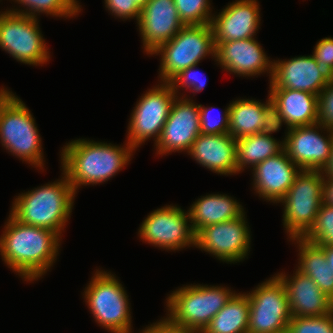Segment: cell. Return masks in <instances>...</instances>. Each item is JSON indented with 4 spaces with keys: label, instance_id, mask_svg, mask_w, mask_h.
I'll return each mask as SVG.
<instances>
[{
    "label": "cell",
    "instance_id": "obj_1",
    "mask_svg": "<svg viewBox=\"0 0 333 333\" xmlns=\"http://www.w3.org/2000/svg\"><path fill=\"white\" fill-rule=\"evenodd\" d=\"M0 237V255L6 265L33 281L44 275L55 262L61 237L54 231L26 225L11 214Z\"/></svg>",
    "mask_w": 333,
    "mask_h": 333
},
{
    "label": "cell",
    "instance_id": "obj_2",
    "mask_svg": "<svg viewBox=\"0 0 333 333\" xmlns=\"http://www.w3.org/2000/svg\"><path fill=\"white\" fill-rule=\"evenodd\" d=\"M111 143L76 139L67 143L61 152L63 173L74 189L108 181L129 163L135 150L128 143Z\"/></svg>",
    "mask_w": 333,
    "mask_h": 333
},
{
    "label": "cell",
    "instance_id": "obj_3",
    "mask_svg": "<svg viewBox=\"0 0 333 333\" xmlns=\"http://www.w3.org/2000/svg\"><path fill=\"white\" fill-rule=\"evenodd\" d=\"M62 174L60 180L20 194L14 200L10 214L23 224L45 228L61 236L76 194L66 175Z\"/></svg>",
    "mask_w": 333,
    "mask_h": 333
},
{
    "label": "cell",
    "instance_id": "obj_4",
    "mask_svg": "<svg viewBox=\"0 0 333 333\" xmlns=\"http://www.w3.org/2000/svg\"><path fill=\"white\" fill-rule=\"evenodd\" d=\"M0 140L13 156L43 168L44 154L35 119L23 101L5 88L0 89Z\"/></svg>",
    "mask_w": 333,
    "mask_h": 333
},
{
    "label": "cell",
    "instance_id": "obj_5",
    "mask_svg": "<svg viewBox=\"0 0 333 333\" xmlns=\"http://www.w3.org/2000/svg\"><path fill=\"white\" fill-rule=\"evenodd\" d=\"M234 294L223 286H183L166 299V317L191 333H202Z\"/></svg>",
    "mask_w": 333,
    "mask_h": 333
},
{
    "label": "cell",
    "instance_id": "obj_6",
    "mask_svg": "<svg viewBox=\"0 0 333 333\" xmlns=\"http://www.w3.org/2000/svg\"><path fill=\"white\" fill-rule=\"evenodd\" d=\"M83 295L99 326L111 333H131L128 295L115 275L97 270Z\"/></svg>",
    "mask_w": 333,
    "mask_h": 333
},
{
    "label": "cell",
    "instance_id": "obj_7",
    "mask_svg": "<svg viewBox=\"0 0 333 333\" xmlns=\"http://www.w3.org/2000/svg\"><path fill=\"white\" fill-rule=\"evenodd\" d=\"M154 54L161 55L160 83H168L180 71L197 65L207 55L215 57L211 24L184 26L174 38L151 53Z\"/></svg>",
    "mask_w": 333,
    "mask_h": 333
},
{
    "label": "cell",
    "instance_id": "obj_8",
    "mask_svg": "<svg viewBox=\"0 0 333 333\" xmlns=\"http://www.w3.org/2000/svg\"><path fill=\"white\" fill-rule=\"evenodd\" d=\"M324 176L319 170H301L286 196L280 201L284 205L283 225L288 236L303 237L315 222L323 202Z\"/></svg>",
    "mask_w": 333,
    "mask_h": 333
},
{
    "label": "cell",
    "instance_id": "obj_9",
    "mask_svg": "<svg viewBox=\"0 0 333 333\" xmlns=\"http://www.w3.org/2000/svg\"><path fill=\"white\" fill-rule=\"evenodd\" d=\"M37 18L7 10L0 12V47L17 61L34 66L50 58Z\"/></svg>",
    "mask_w": 333,
    "mask_h": 333
},
{
    "label": "cell",
    "instance_id": "obj_10",
    "mask_svg": "<svg viewBox=\"0 0 333 333\" xmlns=\"http://www.w3.org/2000/svg\"><path fill=\"white\" fill-rule=\"evenodd\" d=\"M246 294L250 306L247 333H287L292 316L285 286L277 276Z\"/></svg>",
    "mask_w": 333,
    "mask_h": 333
},
{
    "label": "cell",
    "instance_id": "obj_11",
    "mask_svg": "<svg viewBox=\"0 0 333 333\" xmlns=\"http://www.w3.org/2000/svg\"><path fill=\"white\" fill-rule=\"evenodd\" d=\"M176 97L177 94L167 82L143 94L131 114L127 143L136 149L149 138L155 137L156 144Z\"/></svg>",
    "mask_w": 333,
    "mask_h": 333
},
{
    "label": "cell",
    "instance_id": "obj_12",
    "mask_svg": "<svg viewBox=\"0 0 333 333\" xmlns=\"http://www.w3.org/2000/svg\"><path fill=\"white\" fill-rule=\"evenodd\" d=\"M190 213L178 206L166 205L151 212L139 228L140 238L166 250L195 246V233L191 227Z\"/></svg>",
    "mask_w": 333,
    "mask_h": 333
},
{
    "label": "cell",
    "instance_id": "obj_13",
    "mask_svg": "<svg viewBox=\"0 0 333 333\" xmlns=\"http://www.w3.org/2000/svg\"><path fill=\"white\" fill-rule=\"evenodd\" d=\"M246 223L244 212L236 219L208 225L195 235V247L223 262H240L250 249L251 236Z\"/></svg>",
    "mask_w": 333,
    "mask_h": 333
},
{
    "label": "cell",
    "instance_id": "obj_14",
    "mask_svg": "<svg viewBox=\"0 0 333 333\" xmlns=\"http://www.w3.org/2000/svg\"><path fill=\"white\" fill-rule=\"evenodd\" d=\"M317 129L327 131V136ZM285 134L284 150L291 161L301 170H323L330 158L333 130L318 122L289 128Z\"/></svg>",
    "mask_w": 333,
    "mask_h": 333
},
{
    "label": "cell",
    "instance_id": "obj_15",
    "mask_svg": "<svg viewBox=\"0 0 333 333\" xmlns=\"http://www.w3.org/2000/svg\"><path fill=\"white\" fill-rule=\"evenodd\" d=\"M178 97L172 104L161 136L155 144L157 154L161 156L169 152H189L201 133L199 105L185 96Z\"/></svg>",
    "mask_w": 333,
    "mask_h": 333
},
{
    "label": "cell",
    "instance_id": "obj_16",
    "mask_svg": "<svg viewBox=\"0 0 333 333\" xmlns=\"http://www.w3.org/2000/svg\"><path fill=\"white\" fill-rule=\"evenodd\" d=\"M138 25L144 51L150 55L185 26L174 0H149L141 9Z\"/></svg>",
    "mask_w": 333,
    "mask_h": 333
},
{
    "label": "cell",
    "instance_id": "obj_17",
    "mask_svg": "<svg viewBox=\"0 0 333 333\" xmlns=\"http://www.w3.org/2000/svg\"><path fill=\"white\" fill-rule=\"evenodd\" d=\"M259 9L257 0H236L217 16L213 14L211 27L214 46L227 41L253 38L260 25Z\"/></svg>",
    "mask_w": 333,
    "mask_h": 333
},
{
    "label": "cell",
    "instance_id": "obj_18",
    "mask_svg": "<svg viewBox=\"0 0 333 333\" xmlns=\"http://www.w3.org/2000/svg\"><path fill=\"white\" fill-rule=\"evenodd\" d=\"M214 58L230 74L250 77L267 71L269 76L272 75L273 61L269 60L255 37L218 44Z\"/></svg>",
    "mask_w": 333,
    "mask_h": 333
},
{
    "label": "cell",
    "instance_id": "obj_19",
    "mask_svg": "<svg viewBox=\"0 0 333 333\" xmlns=\"http://www.w3.org/2000/svg\"><path fill=\"white\" fill-rule=\"evenodd\" d=\"M253 187L260 198L280 203L301 169L289 159L285 150L267 158L253 169Z\"/></svg>",
    "mask_w": 333,
    "mask_h": 333
},
{
    "label": "cell",
    "instance_id": "obj_20",
    "mask_svg": "<svg viewBox=\"0 0 333 333\" xmlns=\"http://www.w3.org/2000/svg\"><path fill=\"white\" fill-rule=\"evenodd\" d=\"M295 274V275H294ZM292 277L276 276L285 286L292 317H315L333 313V300L308 276L295 271Z\"/></svg>",
    "mask_w": 333,
    "mask_h": 333
},
{
    "label": "cell",
    "instance_id": "obj_21",
    "mask_svg": "<svg viewBox=\"0 0 333 333\" xmlns=\"http://www.w3.org/2000/svg\"><path fill=\"white\" fill-rule=\"evenodd\" d=\"M328 84L312 55L273 62L270 88L301 90L319 95Z\"/></svg>",
    "mask_w": 333,
    "mask_h": 333
},
{
    "label": "cell",
    "instance_id": "obj_22",
    "mask_svg": "<svg viewBox=\"0 0 333 333\" xmlns=\"http://www.w3.org/2000/svg\"><path fill=\"white\" fill-rule=\"evenodd\" d=\"M188 154L214 173L220 175L237 173V140L230 134L200 133Z\"/></svg>",
    "mask_w": 333,
    "mask_h": 333
},
{
    "label": "cell",
    "instance_id": "obj_23",
    "mask_svg": "<svg viewBox=\"0 0 333 333\" xmlns=\"http://www.w3.org/2000/svg\"><path fill=\"white\" fill-rule=\"evenodd\" d=\"M269 90L271 101L278 107L287 129L318 123V95L287 88Z\"/></svg>",
    "mask_w": 333,
    "mask_h": 333
},
{
    "label": "cell",
    "instance_id": "obj_24",
    "mask_svg": "<svg viewBox=\"0 0 333 333\" xmlns=\"http://www.w3.org/2000/svg\"><path fill=\"white\" fill-rule=\"evenodd\" d=\"M188 211L195 235L208 225L236 219L245 212L236 199L234 200L226 194L202 196L192 204Z\"/></svg>",
    "mask_w": 333,
    "mask_h": 333
},
{
    "label": "cell",
    "instance_id": "obj_25",
    "mask_svg": "<svg viewBox=\"0 0 333 333\" xmlns=\"http://www.w3.org/2000/svg\"><path fill=\"white\" fill-rule=\"evenodd\" d=\"M298 244L300 273L310 277L317 286L333 300V272L325 258L323 249L303 237L291 238Z\"/></svg>",
    "mask_w": 333,
    "mask_h": 333
},
{
    "label": "cell",
    "instance_id": "obj_26",
    "mask_svg": "<svg viewBox=\"0 0 333 333\" xmlns=\"http://www.w3.org/2000/svg\"><path fill=\"white\" fill-rule=\"evenodd\" d=\"M264 103L254 99H238L229 106V134L236 140L260 133L263 126L264 107L271 101L270 95Z\"/></svg>",
    "mask_w": 333,
    "mask_h": 333
},
{
    "label": "cell",
    "instance_id": "obj_27",
    "mask_svg": "<svg viewBox=\"0 0 333 333\" xmlns=\"http://www.w3.org/2000/svg\"><path fill=\"white\" fill-rule=\"evenodd\" d=\"M249 312L247 294L235 293L202 333H247Z\"/></svg>",
    "mask_w": 333,
    "mask_h": 333
},
{
    "label": "cell",
    "instance_id": "obj_28",
    "mask_svg": "<svg viewBox=\"0 0 333 333\" xmlns=\"http://www.w3.org/2000/svg\"><path fill=\"white\" fill-rule=\"evenodd\" d=\"M284 150V141H277L272 136L256 133L237 139V173L245 166L254 168L260 162L275 156Z\"/></svg>",
    "mask_w": 333,
    "mask_h": 333
},
{
    "label": "cell",
    "instance_id": "obj_29",
    "mask_svg": "<svg viewBox=\"0 0 333 333\" xmlns=\"http://www.w3.org/2000/svg\"><path fill=\"white\" fill-rule=\"evenodd\" d=\"M19 4L26 6L25 10L10 9L8 11L21 15L37 17V13H46L53 17H74L81 11L76 0H15Z\"/></svg>",
    "mask_w": 333,
    "mask_h": 333
},
{
    "label": "cell",
    "instance_id": "obj_30",
    "mask_svg": "<svg viewBox=\"0 0 333 333\" xmlns=\"http://www.w3.org/2000/svg\"><path fill=\"white\" fill-rule=\"evenodd\" d=\"M303 238L319 246L333 245L332 205L322 202L314 224Z\"/></svg>",
    "mask_w": 333,
    "mask_h": 333
},
{
    "label": "cell",
    "instance_id": "obj_31",
    "mask_svg": "<svg viewBox=\"0 0 333 333\" xmlns=\"http://www.w3.org/2000/svg\"><path fill=\"white\" fill-rule=\"evenodd\" d=\"M174 4L185 26L211 24L209 0H174Z\"/></svg>",
    "mask_w": 333,
    "mask_h": 333
},
{
    "label": "cell",
    "instance_id": "obj_32",
    "mask_svg": "<svg viewBox=\"0 0 333 333\" xmlns=\"http://www.w3.org/2000/svg\"><path fill=\"white\" fill-rule=\"evenodd\" d=\"M287 333H333V313L315 317H292Z\"/></svg>",
    "mask_w": 333,
    "mask_h": 333
},
{
    "label": "cell",
    "instance_id": "obj_33",
    "mask_svg": "<svg viewBox=\"0 0 333 333\" xmlns=\"http://www.w3.org/2000/svg\"><path fill=\"white\" fill-rule=\"evenodd\" d=\"M229 106L230 104L221 117L219 115L217 118H213L214 116L210 115L213 108L199 104L200 132L204 134H229Z\"/></svg>",
    "mask_w": 333,
    "mask_h": 333
},
{
    "label": "cell",
    "instance_id": "obj_34",
    "mask_svg": "<svg viewBox=\"0 0 333 333\" xmlns=\"http://www.w3.org/2000/svg\"><path fill=\"white\" fill-rule=\"evenodd\" d=\"M318 64V70L328 82H333V38L321 39L315 46L312 55Z\"/></svg>",
    "mask_w": 333,
    "mask_h": 333
},
{
    "label": "cell",
    "instance_id": "obj_35",
    "mask_svg": "<svg viewBox=\"0 0 333 333\" xmlns=\"http://www.w3.org/2000/svg\"><path fill=\"white\" fill-rule=\"evenodd\" d=\"M197 65H192L182 71H180L176 76H174L168 83L172 86L174 92L177 94L178 88L184 87L186 89L192 90L193 93L200 92L206 85V80H201L198 76L197 70L194 71ZM194 71V72H193ZM202 76V75H201ZM203 77V76H202Z\"/></svg>",
    "mask_w": 333,
    "mask_h": 333
},
{
    "label": "cell",
    "instance_id": "obj_36",
    "mask_svg": "<svg viewBox=\"0 0 333 333\" xmlns=\"http://www.w3.org/2000/svg\"><path fill=\"white\" fill-rule=\"evenodd\" d=\"M318 122L333 130V82L318 95Z\"/></svg>",
    "mask_w": 333,
    "mask_h": 333
},
{
    "label": "cell",
    "instance_id": "obj_37",
    "mask_svg": "<svg viewBox=\"0 0 333 333\" xmlns=\"http://www.w3.org/2000/svg\"><path fill=\"white\" fill-rule=\"evenodd\" d=\"M105 7L118 18L130 19L136 18L137 23L140 18L141 8L135 0H104Z\"/></svg>",
    "mask_w": 333,
    "mask_h": 333
},
{
    "label": "cell",
    "instance_id": "obj_38",
    "mask_svg": "<svg viewBox=\"0 0 333 333\" xmlns=\"http://www.w3.org/2000/svg\"><path fill=\"white\" fill-rule=\"evenodd\" d=\"M263 116L264 120L260 131L261 134L271 136L270 134L281 129L280 127L282 126V122L284 123V119L278 107L272 101L264 107Z\"/></svg>",
    "mask_w": 333,
    "mask_h": 333
},
{
    "label": "cell",
    "instance_id": "obj_39",
    "mask_svg": "<svg viewBox=\"0 0 333 333\" xmlns=\"http://www.w3.org/2000/svg\"><path fill=\"white\" fill-rule=\"evenodd\" d=\"M140 333H191L180 325L174 324L168 317L151 324Z\"/></svg>",
    "mask_w": 333,
    "mask_h": 333
},
{
    "label": "cell",
    "instance_id": "obj_40",
    "mask_svg": "<svg viewBox=\"0 0 333 333\" xmlns=\"http://www.w3.org/2000/svg\"><path fill=\"white\" fill-rule=\"evenodd\" d=\"M323 202L333 206V178H324Z\"/></svg>",
    "mask_w": 333,
    "mask_h": 333
},
{
    "label": "cell",
    "instance_id": "obj_41",
    "mask_svg": "<svg viewBox=\"0 0 333 333\" xmlns=\"http://www.w3.org/2000/svg\"><path fill=\"white\" fill-rule=\"evenodd\" d=\"M322 174L324 178H333V140H332L330 158L327 165L323 168Z\"/></svg>",
    "mask_w": 333,
    "mask_h": 333
},
{
    "label": "cell",
    "instance_id": "obj_42",
    "mask_svg": "<svg viewBox=\"0 0 333 333\" xmlns=\"http://www.w3.org/2000/svg\"><path fill=\"white\" fill-rule=\"evenodd\" d=\"M324 253L326 261L328 262V265L331 267V271L333 272V245H327V246H320Z\"/></svg>",
    "mask_w": 333,
    "mask_h": 333
},
{
    "label": "cell",
    "instance_id": "obj_43",
    "mask_svg": "<svg viewBox=\"0 0 333 333\" xmlns=\"http://www.w3.org/2000/svg\"><path fill=\"white\" fill-rule=\"evenodd\" d=\"M135 2L142 9L149 2V0H135Z\"/></svg>",
    "mask_w": 333,
    "mask_h": 333
}]
</instances>
